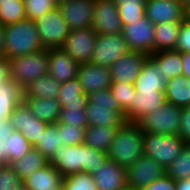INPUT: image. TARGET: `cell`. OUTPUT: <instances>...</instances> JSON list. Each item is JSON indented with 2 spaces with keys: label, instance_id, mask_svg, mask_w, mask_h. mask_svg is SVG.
Instances as JSON below:
<instances>
[{
  "label": "cell",
  "instance_id": "obj_1",
  "mask_svg": "<svg viewBox=\"0 0 190 190\" xmlns=\"http://www.w3.org/2000/svg\"><path fill=\"white\" fill-rule=\"evenodd\" d=\"M108 160V153L80 144L75 146L64 145L49 159V163L60 174L67 177L74 173L86 172L90 175L96 172V168L102 166Z\"/></svg>",
  "mask_w": 190,
  "mask_h": 190
},
{
  "label": "cell",
  "instance_id": "obj_2",
  "mask_svg": "<svg viewBox=\"0 0 190 190\" xmlns=\"http://www.w3.org/2000/svg\"><path fill=\"white\" fill-rule=\"evenodd\" d=\"M144 131L137 122L125 121L118 129L108 151V159L129 168L144 155Z\"/></svg>",
  "mask_w": 190,
  "mask_h": 190
},
{
  "label": "cell",
  "instance_id": "obj_3",
  "mask_svg": "<svg viewBox=\"0 0 190 190\" xmlns=\"http://www.w3.org/2000/svg\"><path fill=\"white\" fill-rule=\"evenodd\" d=\"M4 40L6 60L45 50L35 23L29 19L5 25Z\"/></svg>",
  "mask_w": 190,
  "mask_h": 190
},
{
  "label": "cell",
  "instance_id": "obj_4",
  "mask_svg": "<svg viewBox=\"0 0 190 190\" xmlns=\"http://www.w3.org/2000/svg\"><path fill=\"white\" fill-rule=\"evenodd\" d=\"M87 97L88 126L120 127L126 121L124 110L109 89L90 93Z\"/></svg>",
  "mask_w": 190,
  "mask_h": 190
},
{
  "label": "cell",
  "instance_id": "obj_5",
  "mask_svg": "<svg viewBox=\"0 0 190 190\" xmlns=\"http://www.w3.org/2000/svg\"><path fill=\"white\" fill-rule=\"evenodd\" d=\"M8 65L10 79L25 89L34 80L48 74V50L11 58Z\"/></svg>",
  "mask_w": 190,
  "mask_h": 190
},
{
  "label": "cell",
  "instance_id": "obj_6",
  "mask_svg": "<svg viewBox=\"0 0 190 190\" xmlns=\"http://www.w3.org/2000/svg\"><path fill=\"white\" fill-rule=\"evenodd\" d=\"M185 144L180 135L144 132V155L155 159L164 168L182 152Z\"/></svg>",
  "mask_w": 190,
  "mask_h": 190
},
{
  "label": "cell",
  "instance_id": "obj_7",
  "mask_svg": "<svg viewBox=\"0 0 190 190\" xmlns=\"http://www.w3.org/2000/svg\"><path fill=\"white\" fill-rule=\"evenodd\" d=\"M183 108L166 103L157 111L147 114L138 123L144 132L179 135Z\"/></svg>",
  "mask_w": 190,
  "mask_h": 190
},
{
  "label": "cell",
  "instance_id": "obj_8",
  "mask_svg": "<svg viewBox=\"0 0 190 190\" xmlns=\"http://www.w3.org/2000/svg\"><path fill=\"white\" fill-rule=\"evenodd\" d=\"M34 23L45 50L61 48L71 31L58 7L46 12Z\"/></svg>",
  "mask_w": 190,
  "mask_h": 190
},
{
  "label": "cell",
  "instance_id": "obj_9",
  "mask_svg": "<svg viewBox=\"0 0 190 190\" xmlns=\"http://www.w3.org/2000/svg\"><path fill=\"white\" fill-rule=\"evenodd\" d=\"M122 35L130 51L149 56L155 52V25L146 16L123 26Z\"/></svg>",
  "mask_w": 190,
  "mask_h": 190
},
{
  "label": "cell",
  "instance_id": "obj_10",
  "mask_svg": "<svg viewBox=\"0 0 190 190\" xmlns=\"http://www.w3.org/2000/svg\"><path fill=\"white\" fill-rule=\"evenodd\" d=\"M128 52L130 48L122 34H98L90 62L94 65L111 67Z\"/></svg>",
  "mask_w": 190,
  "mask_h": 190
},
{
  "label": "cell",
  "instance_id": "obj_11",
  "mask_svg": "<svg viewBox=\"0 0 190 190\" xmlns=\"http://www.w3.org/2000/svg\"><path fill=\"white\" fill-rule=\"evenodd\" d=\"M97 35L92 27L71 30L61 49L79 63L90 62Z\"/></svg>",
  "mask_w": 190,
  "mask_h": 190
},
{
  "label": "cell",
  "instance_id": "obj_12",
  "mask_svg": "<svg viewBox=\"0 0 190 190\" xmlns=\"http://www.w3.org/2000/svg\"><path fill=\"white\" fill-rule=\"evenodd\" d=\"M165 92L159 90H141L133 94L132 102L123 109L125 120L139 122L144 116L166 104Z\"/></svg>",
  "mask_w": 190,
  "mask_h": 190
},
{
  "label": "cell",
  "instance_id": "obj_13",
  "mask_svg": "<svg viewBox=\"0 0 190 190\" xmlns=\"http://www.w3.org/2000/svg\"><path fill=\"white\" fill-rule=\"evenodd\" d=\"M165 175L166 168L155 159L143 155L127 169L128 187L131 190H141Z\"/></svg>",
  "mask_w": 190,
  "mask_h": 190
},
{
  "label": "cell",
  "instance_id": "obj_14",
  "mask_svg": "<svg viewBox=\"0 0 190 190\" xmlns=\"http://www.w3.org/2000/svg\"><path fill=\"white\" fill-rule=\"evenodd\" d=\"M95 0H60L57 7L70 30L92 27Z\"/></svg>",
  "mask_w": 190,
  "mask_h": 190
},
{
  "label": "cell",
  "instance_id": "obj_15",
  "mask_svg": "<svg viewBox=\"0 0 190 190\" xmlns=\"http://www.w3.org/2000/svg\"><path fill=\"white\" fill-rule=\"evenodd\" d=\"M145 16L154 25L165 22L182 23L186 18V7L182 0H146Z\"/></svg>",
  "mask_w": 190,
  "mask_h": 190
},
{
  "label": "cell",
  "instance_id": "obj_16",
  "mask_svg": "<svg viewBox=\"0 0 190 190\" xmlns=\"http://www.w3.org/2000/svg\"><path fill=\"white\" fill-rule=\"evenodd\" d=\"M92 28L97 34H122L123 25L114 0H95Z\"/></svg>",
  "mask_w": 190,
  "mask_h": 190
},
{
  "label": "cell",
  "instance_id": "obj_17",
  "mask_svg": "<svg viewBox=\"0 0 190 190\" xmlns=\"http://www.w3.org/2000/svg\"><path fill=\"white\" fill-rule=\"evenodd\" d=\"M8 120L13 130L20 131L33 147L37 144V139L42 136V132L49 126V123L37 119L24 102L13 110Z\"/></svg>",
  "mask_w": 190,
  "mask_h": 190
},
{
  "label": "cell",
  "instance_id": "obj_18",
  "mask_svg": "<svg viewBox=\"0 0 190 190\" xmlns=\"http://www.w3.org/2000/svg\"><path fill=\"white\" fill-rule=\"evenodd\" d=\"M86 95L107 90L112 84L110 67L94 65L91 62L80 63L76 77Z\"/></svg>",
  "mask_w": 190,
  "mask_h": 190
},
{
  "label": "cell",
  "instance_id": "obj_19",
  "mask_svg": "<svg viewBox=\"0 0 190 190\" xmlns=\"http://www.w3.org/2000/svg\"><path fill=\"white\" fill-rule=\"evenodd\" d=\"M148 56L134 51L124 54L110 67L112 82L134 84Z\"/></svg>",
  "mask_w": 190,
  "mask_h": 190
},
{
  "label": "cell",
  "instance_id": "obj_20",
  "mask_svg": "<svg viewBox=\"0 0 190 190\" xmlns=\"http://www.w3.org/2000/svg\"><path fill=\"white\" fill-rule=\"evenodd\" d=\"M98 190H123L128 188L127 168L107 160L92 174Z\"/></svg>",
  "mask_w": 190,
  "mask_h": 190
},
{
  "label": "cell",
  "instance_id": "obj_21",
  "mask_svg": "<svg viewBox=\"0 0 190 190\" xmlns=\"http://www.w3.org/2000/svg\"><path fill=\"white\" fill-rule=\"evenodd\" d=\"M48 75L58 82L75 79L78 75L80 63L75 61L61 48L48 50Z\"/></svg>",
  "mask_w": 190,
  "mask_h": 190
},
{
  "label": "cell",
  "instance_id": "obj_22",
  "mask_svg": "<svg viewBox=\"0 0 190 190\" xmlns=\"http://www.w3.org/2000/svg\"><path fill=\"white\" fill-rule=\"evenodd\" d=\"M64 176L50 163L22 181L30 190H57L62 188Z\"/></svg>",
  "mask_w": 190,
  "mask_h": 190
},
{
  "label": "cell",
  "instance_id": "obj_23",
  "mask_svg": "<svg viewBox=\"0 0 190 190\" xmlns=\"http://www.w3.org/2000/svg\"><path fill=\"white\" fill-rule=\"evenodd\" d=\"M23 102L37 119L49 124L58 122L61 107L57 99L46 97L24 98Z\"/></svg>",
  "mask_w": 190,
  "mask_h": 190
},
{
  "label": "cell",
  "instance_id": "obj_24",
  "mask_svg": "<svg viewBox=\"0 0 190 190\" xmlns=\"http://www.w3.org/2000/svg\"><path fill=\"white\" fill-rule=\"evenodd\" d=\"M150 56L157 62V69L160 70L162 80L165 82L183 74L181 52L177 50H164L154 52Z\"/></svg>",
  "mask_w": 190,
  "mask_h": 190
},
{
  "label": "cell",
  "instance_id": "obj_25",
  "mask_svg": "<svg viewBox=\"0 0 190 190\" xmlns=\"http://www.w3.org/2000/svg\"><path fill=\"white\" fill-rule=\"evenodd\" d=\"M165 85L166 82L162 80V74L157 69V62L151 56H148L134 82L135 90H159L165 92Z\"/></svg>",
  "mask_w": 190,
  "mask_h": 190
},
{
  "label": "cell",
  "instance_id": "obj_26",
  "mask_svg": "<svg viewBox=\"0 0 190 190\" xmlns=\"http://www.w3.org/2000/svg\"><path fill=\"white\" fill-rule=\"evenodd\" d=\"M24 89L12 79L0 86V117L8 120L13 110L23 103Z\"/></svg>",
  "mask_w": 190,
  "mask_h": 190
},
{
  "label": "cell",
  "instance_id": "obj_27",
  "mask_svg": "<svg viewBox=\"0 0 190 190\" xmlns=\"http://www.w3.org/2000/svg\"><path fill=\"white\" fill-rule=\"evenodd\" d=\"M57 100L61 108H86L88 104V97L77 78L61 84Z\"/></svg>",
  "mask_w": 190,
  "mask_h": 190
},
{
  "label": "cell",
  "instance_id": "obj_28",
  "mask_svg": "<svg viewBox=\"0 0 190 190\" xmlns=\"http://www.w3.org/2000/svg\"><path fill=\"white\" fill-rule=\"evenodd\" d=\"M165 96L167 103L181 108L190 106V80L181 75L166 81Z\"/></svg>",
  "mask_w": 190,
  "mask_h": 190
},
{
  "label": "cell",
  "instance_id": "obj_29",
  "mask_svg": "<svg viewBox=\"0 0 190 190\" xmlns=\"http://www.w3.org/2000/svg\"><path fill=\"white\" fill-rule=\"evenodd\" d=\"M48 164L49 159L33 147L22 159L13 161L9 165L12 167L20 180L23 181L32 173L44 168Z\"/></svg>",
  "mask_w": 190,
  "mask_h": 190
},
{
  "label": "cell",
  "instance_id": "obj_30",
  "mask_svg": "<svg viewBox=\"0 0 190 190\" xmlns=\"http://www.w3.org/2000/svg\"><path fill=\"white\" fill-rule=\"evenodd\" d=\"M118 129L119 127L87 126L83 144L108 153Z\"/></svg>",
  "mask_w": 190,
  "mask_h": 190
},
{
  "label": "cell",
  "instance_id": "obj_31",
  "mask_svg": "<svg viewBox=\"0 0 190 190\" xmlns=\"http://www.w3.org/2000/svg\"><path fill=\"white\" fill-rule=\"evenodd\" d=\"M61 82L56 81L52 76L45 75L31 82L24 89V98H58Z\"/></svg>",
  "mask_w": 190,
  "mask_h": 190
},
{
  "label": "cell",
  "instance_id": "obj_32",
  "mask_svg": "<svg viewBox=\"0 0 190 190\" xmlns=\"http://www.w3.org/2000/svg\"><path fill=\"white\" fill-rule=\"evenodd\" d=\"M181 23L165 22L155 25V52L175 50Z\"/></svg>",
  "mask_w": 190,
  "mask_h": 190
},
{
  "label": "cell",
  "instance_id": "obj_33",
  "mask_svg": "<svg viewBox=\"0 0 190 190\" xmlns=\"http://www.w3.org/2000/svg\"><path fill=\"white\" fill-rule=\"evenodd\" d=\"M61 140L58 124H49L45 131L42 132L40 139H37V144L34 148L50 159L57 150L61 149V146H64Z\"/></svg>",
  "mask_w": 190,
  "mask_h": 190
},
{
  "label": "cell",
  "instance_id": "obj_34",
  "mask_svg": "<svg viewBox=\"0 0 190 190\" xmlns=\"http://www.w3.org/2000/svg\"><path fill=\"white\" fill-rule=\"evenodd\" d=\"M5 141L3 150L7 156L8 164L13 161L22 159L26 153H28L33 146L27 140V138L20 132L13 130L12 135Z\"/></svg>",
  "mask_w": 190,
  "mask_h": 190
},
{
  "label": "cell",
  "instance_id": "obj_35",
  "mask_svg": "<svg viewBox=\"0 0 190 190\" xmlns=\"http://www.w3.org/2000/svg\"><path fill=\"white\" fill-rule=\"evenodd\" d=\"M118 8L122 25L138 21L145 17L146 0H114Z\"/></svg>",
  "mask_w": 190,
  "mask_h": 190
},
{
  "label": "cell",
  "instance_id": "obj_36",
  "mask_svg": "<svg viewBox=\"0 0 190 190\" xmlns=\"http://www.w3.org/2000/svg\"><path fill=\"white\" fill-rule=\"evenodd\" d=\"M27 19L24 0H0V24H13Z\"/></svg>",
  "mask_w": 190,
  "mask_h": 190
},
{
  "label": "cell",
  "instance_id": "obj_37",
  "mask_svg": "<svg viewBox=\"0 0 190 190\" xmlns=\"http://www.w3.org/2000/svg\"><path fill=\"white\" fill-rule=\"evenodd\" d=\"M166 175L175 181L190 179V144H185L182 152L166 168Z\"/></svg>",
  "mask_w": 190,
  "mask_h": 190
},
{
  "label": "cell",
  "instance_id": "obj_38",
  "mask_svg": "<svg viewBox=\"0 0 190 190\" xmlns=\"http://www.w3.org/2000/svg\"><path fill=\"white\" fill-rule=\"evenodd\" d=\"M62 190H98L93 176L86 173H74L64 177Z\"/></svg>",
  "mask_w": 190,
  "mask_h": 190
},
{
  "label": "cell",
  "instance_id": "obj_39",
  "mask_svg": "<svg viewBox=\"0 0 190 190\" xmlns=\"http://www.w3.org/2000/svg\"><path fill=\"white\" fill-rule=\"evenodd\" d=\"M59 133L64 145H80L84 143L86 127H76L72 124H61L57 122Z\"/></svg>",
  "mask_w": 190,
  "mask_h": 190
},
{
  "label": "cell",
  "instance_id": "obj_40",
  "mask_svg": "<svg viewBox=\"0 0 190 190\" xmlns=\"http://www.w3.org/2000/svg\"><path fill=\"white\" fill-rule=\"evenodd\" d=\"M24 3L26 17L33 22L57 7L56 0H24Z\"/></svg>",
  "mask_w": 190,
  "mask_h": 190
},
{
  "label": "cell",
  "instance_id": "obj_41",
  "mask_svg": "<svg viewBox=\"0 0 190 190\" xmlns=\"http://www.w3.org/2000/svg\"><path fill=\"white\" fill-rule=\"evenodd\" d=\"M61 124H72L76 127H87L88 120L85 108L71 107L61 108L60 117L58 120Z\"/></svg>",
  "mask_w": 190,
  "mask_h": 190
},
{
  "label": "cell",
  "instance_id": "obj_42",
  "mask_svg": "<svg viewBox=\"0 0 190 190\" xmlns=\"http://www.w3.org/2000/svg\"><path fill=\"white\" fill-rule=\"evenodd\" d=\"M109 90L122 109H124L129 102H132L133 94L136 92L134 84L119 82H112Z\"/></svg>",
  "mask_w": 190,
  "mask_h": 190
},
{
  "label": "cell",
  "instance_id": "obj_43",
  "mask_svg": "<svg viewBox=\"0 0 190 190\" xmlns=\"http://www.w3.org/2000/svg\"><path fill=\"white\" fill-rule=\"evenodd\" d=\"M21 183L22 181L9 164L0 166V190H14Z\"/></svg>",
  "mask_w": 190,
  "mask_h": 190
},
{
  "label": "cell",
  "instance_id": "obj_44",
  "mask_svg": "<svg viewBox=\"0 0 190 190\" xmlns=\"http://www.w3.org/2000/svg\"><path fill=\"white\" fill-rule=\"evenodd\" d=\"M175 50L179 52H190V20L185 18L180 25L178 40Z\"/></svg>",
  "mask_w": 190,
  "mask_h": 190
},
{
  "label": "cell",
  "instance_id": "obj_45",
  "mask_svg": "<svg viewBox=\"0 0 190 190\" xmlns=\"http://www.w3.org/2000/svg\"><path fill=\"white\" fill-rule=\"evenodd\" d=\"M141 190H176V181L165 175L164 177L153 181L150 185Z\"/></svg>",
  "mask_w": 190,
  "mask_h": 190
},
{
  "label": "cell",
  "instance_id": "obj_46",
  "mask_svg": "<svg viewBox=\"0 0 190 190\" xmlns=\"http://www.w3.org/2000/svg\"><path fill=\"white\" fill-rule=\"evenodd\" d=\"M180 123L179 135L186 144H190V106L183 108Z\"/></svg>",
  "mask_w": 190,
  "mask_h": 190
},
{
  "label": "cell",
  "instance_id": "obj_47",
  "mask_svg": "<svg viewBox=\"0 0 190 190\" xmlns=\"http://www.w3.org/2000/svg\"><path fill=\"white\" fill-rule=\"evenodd\" d=\"M13 126L9 122V120H4L0 124V140L5 142L9 140L8 138L12 135Z\"/></svg>",
  "mask_w": 190,
  "mask_h": 190
},
{
  "label": "cell",
  "instance_id": "obj_48",
  "mask_svg": "<svg viewBox=\"0 0 190 190\" xmlns=\"http://www.w3.org/2000/svg\"><path fill=\"white\" fill-rule=\"evenodd\" d=\"M9 79L10 76L8 60L2 57L0 58V86H2Z\"/></svg>",
  "mask_w": 190,
  "mask_h": 190
},
{
  "label": "cell",
  "instance_id": "obj_49",
  "mask_svg": "<svg viewBox=\"0 0 190 190\" xmlns=\"http://www.w3.org/2000/svg\"><path fill=\"white\" fill-rule=\"evenodd\" d=\"M183 76L190 80V52H182Z\"/></svg>",
  "mask_w": 190,
  "mask_h": 190
},
{
  "label": "cell",
  "instance_id": "obj_50",
  "mask_svg": "<svg viewBox=\"0 0 190 190\" xmlns=\"http://www.w3.org/2000/svg\"><path fill=\"white\" fill-rule=\"evenodd\" d=\"M176 190H190V179L176 181Z\"/></svg>",
  "mask_w": 190,
  "mask_h": 190
},
{
  "label": "cell",
  "instance_id": "obj_51",
  "mask_svg": "<svg viewBox=\"0 0 190 190\" xmlns=\"http://www.w3.org/2000/svg\"><path fill=\"white\" fill-rule=\"evenodd\" d=\"M4 26L0 24V58L4 57Z\"/></svg>",
  "mask_w": 190,
  "mask_h": 190
},
{
  "label": "cell",
  "instance_id": "obj_52",
  "mask_svg": "<svg viewBox=\"0 0 190 190\" xmlns=\"http://www.w3.org/2000/svg\"><path fill=\"white\" fill-rule=\"evenodd\" d=\"M4 142L0 140V166L1 165H8L7 156L4 153Z\"/></svg>",
  "mask_w": 190,
  "mask_h": 190
},
{
  "label": "cell",
  "instance_id": "obj_53",
  "mask_svg": "<svg viewBox=\"0 0 190 190\" xmlns=\"http://www.w3.org/2000/svg\"><path fill=\"white\" fill-rule=\"evenodd\" d=\"M14 190H30L27 186L21 183L16 189Z\"/></svg>",
  "mask_w": 190,
  "mask_h": 190
},
{
  "label": "cell",
  "instance_id": "obj_54",
  "mask_svg": "<svg viewBox=\"0 0 190 190\" xmlns=\"http://www.w3.org/2000/svg\"><path fill=\"white\" fill-rule=\"evenodd\" d=\"M186 18L190 20V4L186 7Z\"/></svg>",
  "mask_w": 190,
  "mask_h": 190
},
{
  "label": "cell",
  "instance_id": "obj_55",
  "mask_svg": "<svg viewBox=\"0 0 190 190\" xmlns=\"http://www.w3.org/2000/svg\"><path fill=\"white\" fill-rule=\"evenodd\" d=\"M184 2L185 7H187L190 4V0H182Z\"/></svg>",
  "mask_w": 190,
  "mask_h": 190
},
{
  "label": "cell",
  "instance_id": "obj_56",
  "mask_svg": "<svg viewBox=\"0 0 190 190\" xmlns=\"http://www.w3.org/2000/svg\"><path fill=\"white\" fill-rule=\"evenodd\" d=\"M4 120L0 117V124L3 122Z\"/></svg>",
  "mask_w": 190,
  "mask_h": 190
}]
</instances>
